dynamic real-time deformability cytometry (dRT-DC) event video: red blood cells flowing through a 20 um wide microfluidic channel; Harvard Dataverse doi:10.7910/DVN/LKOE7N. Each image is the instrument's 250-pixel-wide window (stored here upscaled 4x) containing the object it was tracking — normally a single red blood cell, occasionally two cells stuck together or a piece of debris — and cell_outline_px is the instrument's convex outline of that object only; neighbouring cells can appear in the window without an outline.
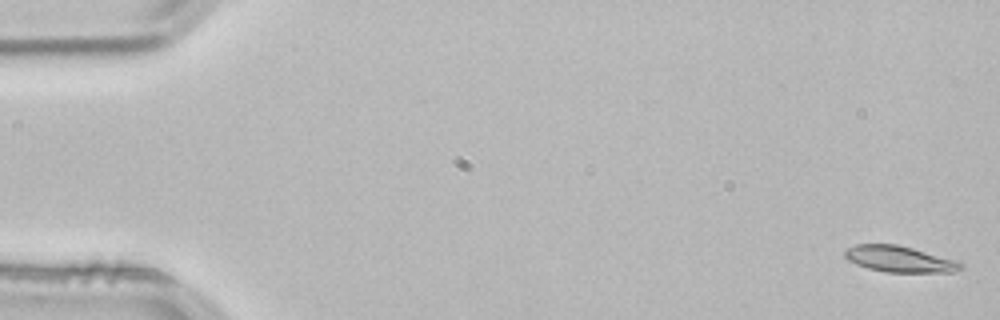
{"species": "common noctule bat (a hibernating species)", "species_latin": "Nyctalus noctula", "temperature_condition": "room temperature", "stored_images_in_passage": 53, "camera_frame_rate_fps": 3000, "um_per_image_px": 0.085, "animal": {"sex": "male", "body_mass_g": 21.5, "forearm_length_mm": 52.0}, "frame": {"image": 1, "passage_image": 1, "time_ms": 0.0, "image_size_px": [1000, 320], "cell_outline_px": [[964, 268], [952, 272], [884, 272], [868, 268], [856, 264], [848, 260], [844, 256], [844, 248], [856, 244], [896, 244], [912, 248], [952, 260], [964, 264]], "centroid_in_image_um": [76.38, 22.02], "position_along_channel_um": 8.6, "area_um2": 17.51}}
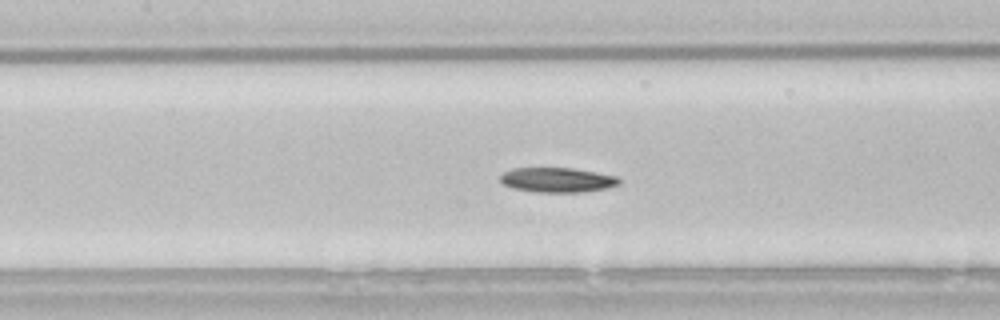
{"frame": {"image": 2, "passage_image": 24, "time_ms": 7.667, "image_size_px": [1000, 320], "cell_outline_px": [[620, 184], [608, 188], [584, 192], [536, 192], [512, 188], [504, 184], [500, 180], [500, 176], [504, 172], [512, 168], [572, 168], [616, 176], [620, 180]], "centroid_in_image_um": [47.37, 15.3], "position_along_channel_um": 160.0, "area_um2": 17.11}}
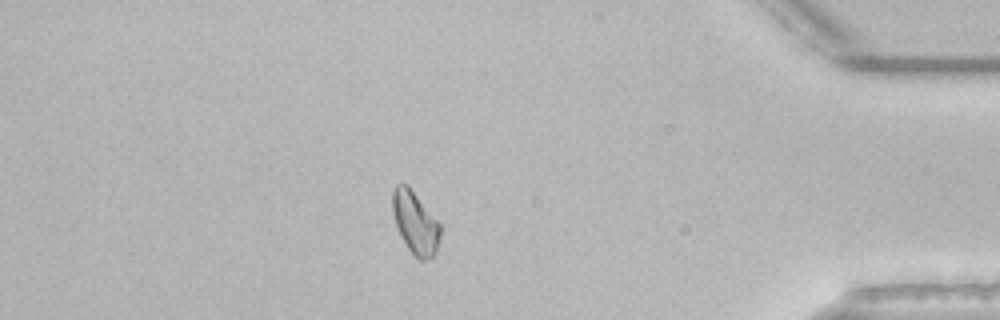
{"frame": {"image": 3, "passage_image": 46, "time_ms": 15.0, "image_size_px": [1000, 320], "cell_outline_px": [[440, 236], [436, 252], [432, 256], [424, 260], [420, 260], [408, 248], [400, 236], [392, 212], [392, 188], [396, 184], [408, 184], [440, 224]], "centroid_in_image_um": [35.27, 18.89], "position_along_channel_um": 399.9, "area_um2": 17.28}, "authors_computed_cell_mechanics": {"area_um2": 17.4556, "velocity_mm_per_s": 3.8194, "shape_relaxation_time_tau1_ms": 7.1375, "shape_relaxation_time_tau2_ms": null, "deformation_change_tau1": 0.1251, "deformation_change_tau2": null}}